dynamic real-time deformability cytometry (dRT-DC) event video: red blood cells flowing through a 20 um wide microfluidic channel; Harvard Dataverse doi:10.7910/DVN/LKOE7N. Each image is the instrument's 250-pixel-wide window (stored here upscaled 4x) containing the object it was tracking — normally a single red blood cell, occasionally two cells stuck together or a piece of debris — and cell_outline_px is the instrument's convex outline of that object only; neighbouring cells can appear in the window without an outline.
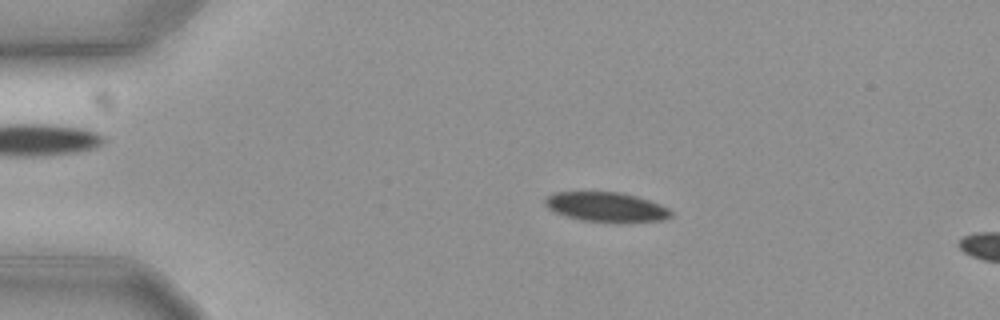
{"species": "common noctule bat (a hibernating species)", "species_latin": "Nyctalus noctula", "temperature_condition": "cold", "stored_images_in_passage": 17, "camera_frame_rate_fps": 3000, "um_per_image_px": 0.085, "animal": {"sex": "female", "body_mass_g": 19.3, "forearm_length_mm": 54.1}, "frame": {"image": 1, "passage_image": 12, "time_ms": 3.667, "image_size_px": [1000, 320], "cell_outline_px": [[672, 216], [660, 220], [584, 220], [568, 216], [556, 212], [548, 208], [544, 204], [544, 200], [552, 192], [620, 192], [636, 196], [660, 204], [668, 208], [672, 212]], "centroid_in_image_um": [51.49, 17.54], "position_along_channel_um": 33.5, "area_um2": 20.81}}